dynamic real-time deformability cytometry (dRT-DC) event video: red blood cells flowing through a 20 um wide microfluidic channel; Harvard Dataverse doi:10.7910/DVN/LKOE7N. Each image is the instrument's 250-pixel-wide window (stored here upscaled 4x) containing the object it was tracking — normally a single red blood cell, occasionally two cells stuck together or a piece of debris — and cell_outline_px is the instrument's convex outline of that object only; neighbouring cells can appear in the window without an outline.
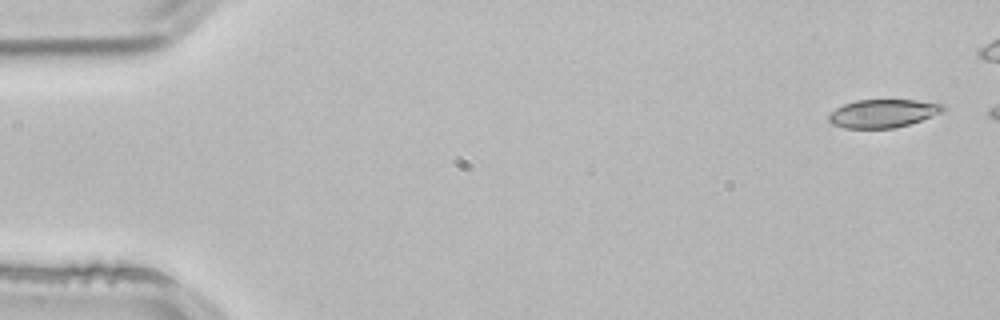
{"species": "common noctule bat (a hibernating species)", "species_latin": "Nyctalus noctula", "temperature_condition": "room temperature", "stored_images_in_passage": 5, "camera_frame_rate_fps": 3000, "um_per_image_px": 0.085, "animal": {"sex": "male", "body_mass_g": 21.5, "forearm_length_mm": 52.0}, "frame": {"image": 1, "passage_image": 1, "time_ms": 0.0, "image_size_px": [1000, 320], "cell_outline_px": [[944, 112], [896, 128], [844, 128], [832, 124], [828, 120], [828, 116], [836, 108], [844, 104], [856, 100], [916, 100], [944, 104]], "centroid_in_image_um": [75.05, 9.64], "position_along_channel_um": 10.0, "area_um2": 18.73}}